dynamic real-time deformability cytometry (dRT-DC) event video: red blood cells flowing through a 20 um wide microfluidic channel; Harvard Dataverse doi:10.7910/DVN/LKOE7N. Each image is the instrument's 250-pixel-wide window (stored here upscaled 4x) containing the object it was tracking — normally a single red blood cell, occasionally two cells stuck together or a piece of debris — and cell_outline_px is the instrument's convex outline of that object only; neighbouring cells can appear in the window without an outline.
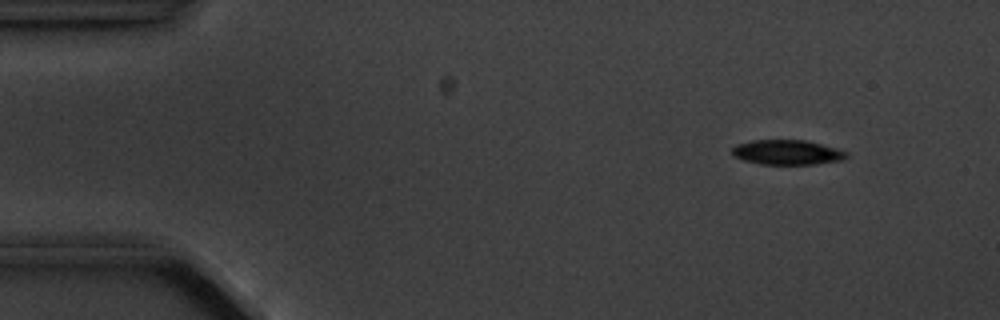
{"species": "common noctule bat (a hibernating species)", "species_latin": "Nyctalus noctula", "temperature_condition": "cold", "stored_images_in_passage": 4, "camera_frame_rate_fps": 3000, "um_per_image_px": 0.085, "animal": {"sex": "male", "body_mass_g": 20.1, "forearm_length_mm": 53.5}, "frame": {"image": 1, "passage_image": 2, "time_ms": 1.333, "image_size_px": [1000, 320], "cell_outline_px": [[848, 156], [840, 160], [816, 164], [760, 164], [744, 160], [732, 156], [732, 148], [736, 144], [752, 140], [804, 140], [836, 148], [848, 152]], "centroid_in_image_um": [66.87, 12.94], "position_along_channel_um": 18.1, "area_um2": 16.47}}